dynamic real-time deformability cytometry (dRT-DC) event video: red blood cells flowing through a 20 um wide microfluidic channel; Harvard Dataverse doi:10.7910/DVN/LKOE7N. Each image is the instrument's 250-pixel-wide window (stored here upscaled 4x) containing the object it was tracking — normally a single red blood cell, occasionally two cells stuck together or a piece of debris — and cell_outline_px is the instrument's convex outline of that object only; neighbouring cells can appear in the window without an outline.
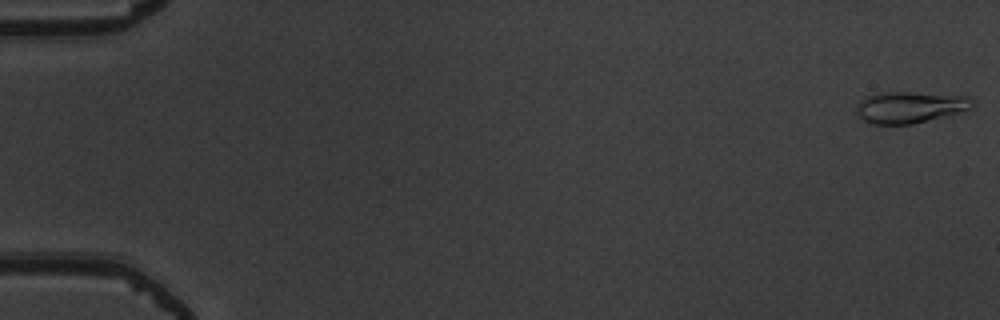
{"species": "common noctule bat (a hibernating species)", "species_latin": "Nyctalus noctula", "temperature_condition": "warm", "stored_images_in_passage": 53, "camera_frame_rate_fps": 3000, "um_per_image_px": 0.085, "animal": {"sex": "male", "body_mass_g": 19.5, "forearm_length_mm": 54.6}, "frame": {"image": 1, "passage_image": 1, "time_ms": 0.0, "image_size_px": [1000, 320], "cell_outline_px": [[972, 104], [964, 112], [912, 124], [872, 124], [856, 116], [856, 104], [864, 96], [876, 92], [908, 92], [968, 96], [972, 100]], "centroid_in_image_um": [77.27, 9.11], "position_along_channel_um": 7.7, "area_um2": 21.5}}
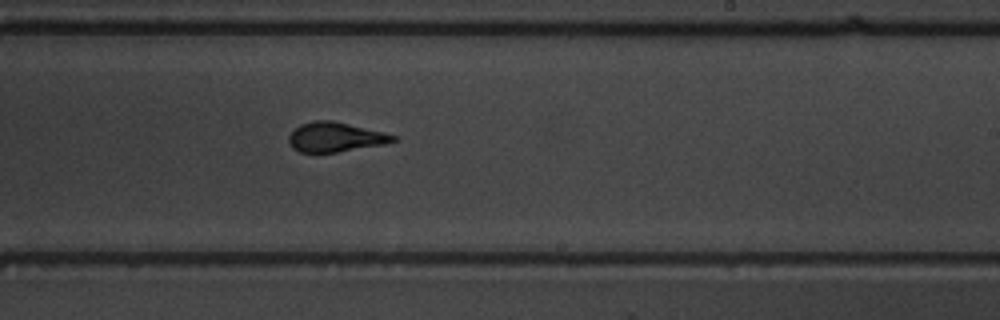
{"frame": {"image": 2, "passage_image": 33, "time_ms": 10.667, "image_size_px": [1000, 320], "cell_outline_px": [[396, 140], [384, 144], [336, 152], [300, 152], [292, 148], [288, 140], [288, 136], [300, 124], [312, 120], [332, 120], [384, 132], [396, 136]], "centroid_in_image_um": [28.47, 11.64], "position_along_channel_um": 260.5, "area_um2": 17.86}}
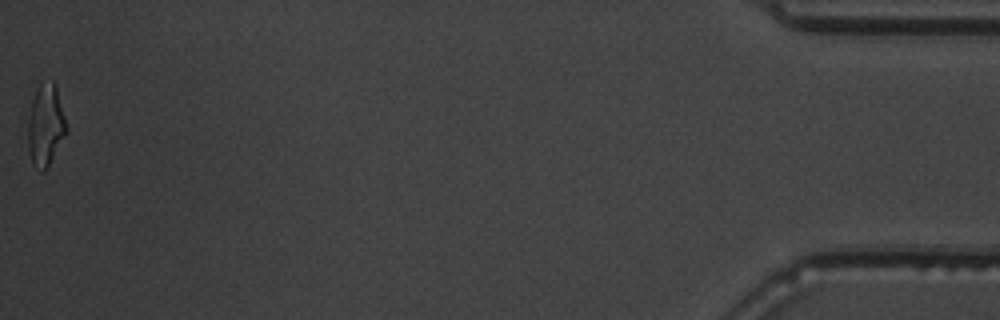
{"frame": {"image": 3, "passage_image": 53, "time_ms": 17.333, "image_size_px": [1000, 320], "cell_outline_px": [[68, 132], [48, 168], [44, 172], [40, 172], [32, 164], [28, 152], [28, 120], [32, 100], [40, 80], [52, 80], [56, 84], [68, 128]], "centroid_in_image_um": [3.89, 10.65], "position_along_channel_um": 431.3, "area_um2": 18.96}, "authors_computed_cell_mechanics": {"area_um2": 18.4382, "velocity_mm_per_s": 3.9285, "shape_relaxation_time_tau1_ms": 6.0767, "shape_relaxation_time_tau2_ms": 1.1353, "deformation_change_tau1": 0.2413, "deformation_change_tau2": 0.0874}}